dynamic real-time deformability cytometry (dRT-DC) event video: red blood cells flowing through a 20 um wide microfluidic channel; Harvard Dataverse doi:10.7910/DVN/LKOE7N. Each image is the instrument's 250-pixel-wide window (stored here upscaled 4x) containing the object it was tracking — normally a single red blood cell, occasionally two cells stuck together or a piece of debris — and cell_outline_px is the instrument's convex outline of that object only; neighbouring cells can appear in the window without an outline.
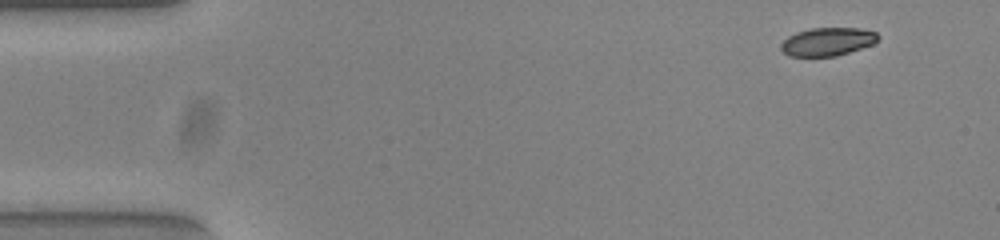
{"species": "common noctule bat (a hibernating species)", "species_latin": "Nyctalus noctula", "temperature_condition": "warm", "stored_images_in_passage": 50, "camera_frame_rate_fps": 3000, "um_per_image_px": 0.085, "animal": {"sex": "female", "body_mass_g": 23.0, "forearm_length_mm": 53.4}, "frame": {"image": 1, "passage_image": 1, "time_ms": 0.0, "image_size_px": [1000, 240], "cell_outline_px": [[880, 36], [872, 44], [836, 56], [788, 56], [780, 48], [780, 44], [788, 36], [796, 32], [812, 28], [860, 28], [876, 32]], "centroid_in_image_um": [70.31, 3.53], "position_along_channel_um": 14.7, "area_um2": 15.84}}
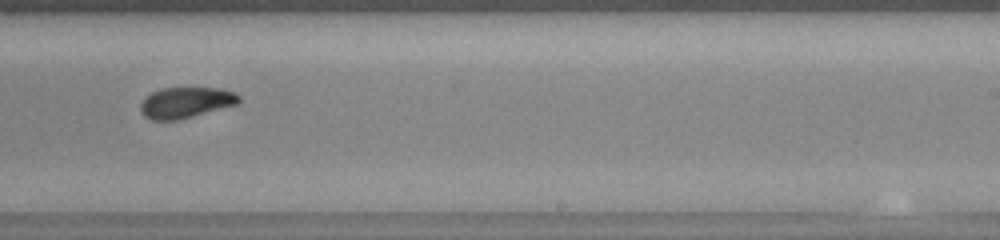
{"frame": {"image": 2, "passage_image": 30, "time_ms": 9.667, "image_size_px": [1000, 240], "cell_outline_px": [[240, 100], [236, 104], [192, 116], [176, 120], [152, 120], [144, 116], [140, 112], [140, 104], [152, 92], [160, 88], [220, 88], [232, 92], [240, 96]], "centroid_in_image_um": [15.76, 8.71], "position_along_channel_um": 273.2, "area_um2": 17.4}}
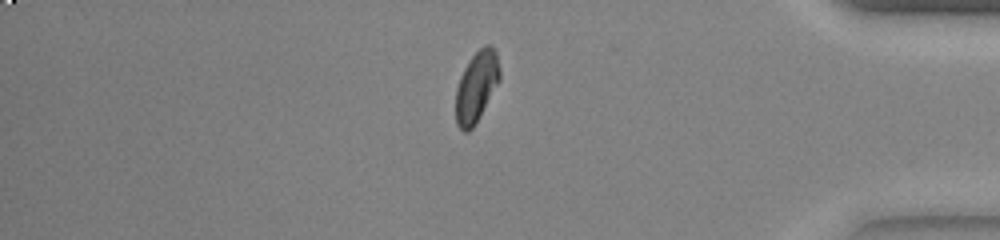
{"frame": {"image": 3, "passage_image": 42, "time_ms": 13.667, "image_size_px": [1000, 240], "cell_outline_px": [[500, 80], [480, 116], [472, 128], [468, 132], [464, 132], [456, 124], [456, 88], [460, 76], [468, 60], [484, 44], [488, 44], [496, 52], [500, 68]], "centroid_in_image_um": [40.5, 7.36], "position_along_channel_um": 394.7, "area_um2": 18.09}, "authors_computed_cell_mechanics": {"area_um2": 17.8024, "velocity_mm_per_s": 3.8214, "shape_relaxation_time_tau1_ms": 2.8039, "shape_relaxation_time_tau2_ms": 1.4251, "deformation_change_tau1": 0.1268, "deformation_change_tau2": 0.0561}}